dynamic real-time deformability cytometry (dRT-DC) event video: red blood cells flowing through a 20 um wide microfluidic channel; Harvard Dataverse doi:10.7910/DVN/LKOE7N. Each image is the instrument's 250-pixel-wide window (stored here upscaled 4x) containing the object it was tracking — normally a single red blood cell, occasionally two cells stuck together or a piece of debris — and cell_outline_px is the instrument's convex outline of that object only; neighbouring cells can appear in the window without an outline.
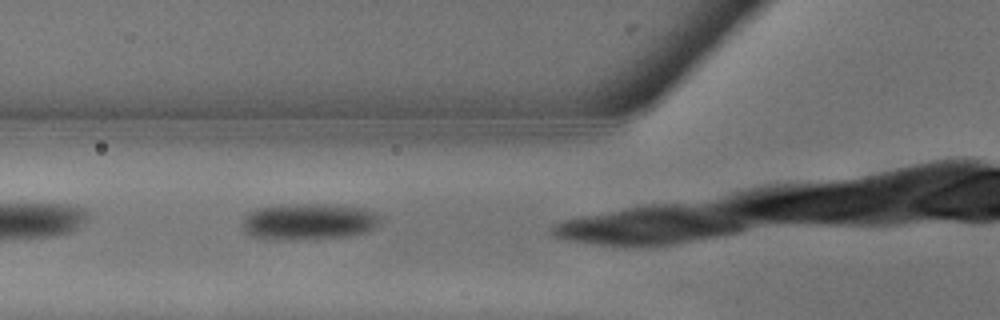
{"species": "common noctule bat (a hibernating species)", "species_latin": "Nyctalus noctula", "temperature_condition": "warm", "stored_images_in_passage": 4, "camera_frame_rate_fps": 3000, "um_per_image_px": 0.085, "animal": {"sex": "male", "body_mass_g": 13.3}, "frame": {"image": 1, "passage_image": 3, "time_ms": 0.667, "image_size_px": [1000, 320], "cell_outline_px": [[380, 220], [372, 228], [364, 232], [344, 236], [296, 240], [268, 240], [256, 236], [248, 232], [244, 228], [244, 220], [252, 212], [260, 208], [288, 204], [324, 204], [360, 208], [376, 212], [380, 216]], "centroid_in_image_um": [26.26, 18.84], "position_along_channel_um": 99.5, "area_um2": 28.55}}